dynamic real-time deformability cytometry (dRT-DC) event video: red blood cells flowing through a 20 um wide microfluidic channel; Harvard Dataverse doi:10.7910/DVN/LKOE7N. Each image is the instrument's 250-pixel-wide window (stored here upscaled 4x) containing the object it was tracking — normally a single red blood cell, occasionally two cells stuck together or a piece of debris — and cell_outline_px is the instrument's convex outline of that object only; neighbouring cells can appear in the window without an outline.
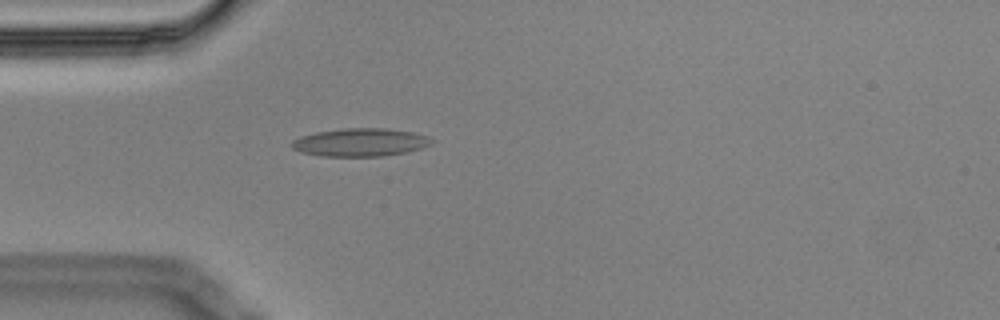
{"species": "Egyptian fruit bat (a non-hibernating species)", "species_latin": "Rousettus aegyptiacus", "temperature_condition": "cold", "stored_images_in_passage": 2, "camera_frame_rate_fps": 3000, "um_per_image_px": 0.085, "animal": {"sex": "male"}, "frame": {"image": 1, "passage_image": 2, "time_ms": 0.333, "image_size_px": [1000, 320], "cell_outline_px": [[436, 140], [432, 144], [420, 148], [404, 152], [384, 156], [320, 156], [304, 152], [292, 148], [292, 140], [300, 136], [316, 132], [344, 128], [388, 128], [412, 132], [428, 136]], "centroid_in_image_um": [30.65, 12.09], "position_along_channel_um": 54.3, "area_um2": 22.83}}